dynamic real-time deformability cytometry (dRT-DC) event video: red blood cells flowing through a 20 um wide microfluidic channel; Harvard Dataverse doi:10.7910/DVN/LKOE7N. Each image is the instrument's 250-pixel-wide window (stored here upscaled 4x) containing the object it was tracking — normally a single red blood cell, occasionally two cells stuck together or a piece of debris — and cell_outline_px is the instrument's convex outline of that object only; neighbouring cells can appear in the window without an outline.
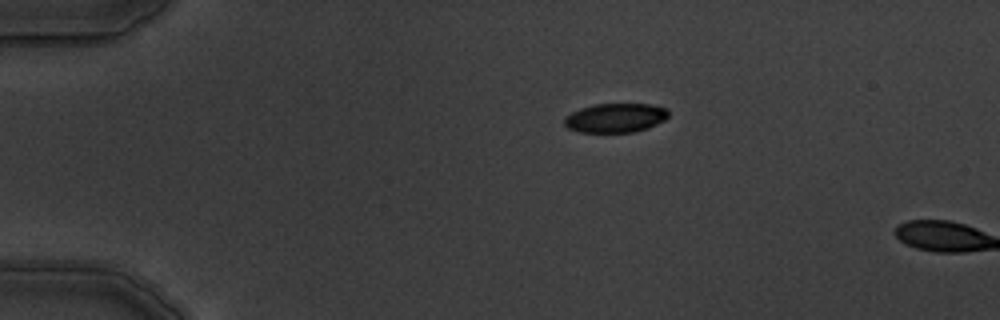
{"species": "common noctule bat (a hibernating species)", "species_latin": "Nyctalus noctula", "temperature_condition": "warm", "stored_images_in_passage": 2, "camera_frame_rate_fps": 3000, "um_per_image_px": 0.085, "animal": {"sex": "male", "body_mass_g": 19.5, "forearm_length_mm": 54.6}, "frame": {"image": 1, "passage_image": 1, "time_ms": 0.0, "image_size_px": [1000, 320], "cell_outline_px": [[668, 116], [664, 120], [648, 128], [632, 132], [580, 132], [568, 128], [564, 124], [564, 116], [580, 108], [592, 104], [652, 104], [664, 108], [668, 112]], "centroid_in_image_um": [52.28, 10.01], "position_along_channel_um": 32.7, "area_um2": 17.69}}